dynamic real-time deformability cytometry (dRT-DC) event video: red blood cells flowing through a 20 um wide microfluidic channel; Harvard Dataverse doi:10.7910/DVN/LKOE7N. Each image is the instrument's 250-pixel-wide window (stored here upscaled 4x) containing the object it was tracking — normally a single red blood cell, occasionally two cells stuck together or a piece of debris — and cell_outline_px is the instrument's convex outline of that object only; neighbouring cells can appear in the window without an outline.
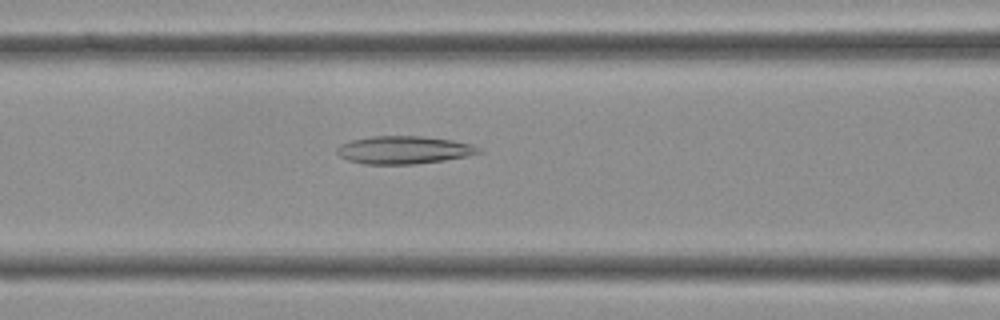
{"species": "Egyptian fruit bat (a non-hibernating species)", "species_latin": "Rousettus aegyptiacus", "temperature_condition": "cold", "stored_images_in_passage": 40, "camera_frame_rate_fps": 3000, "um_per_image_px": 0.085, "frame": {"image": 1, "passage_image": 16, "time_ms": 5.0, "image_size_px": [1000, 320], "cell_outline_px": [[484, 152], [468, 156], [444, 160], [416, 164], [364, 164], [348, 160], [340, 156], [336, 152], [336, 148], [340, 144], [352, 140], [372, 136], [424, 136], [452, 140], [472, 144], [480, 148]], "centroid_in_image_um": [34.35, 12.74], "position_along_channel_um": 132.3, "area_um2": 23.12}}
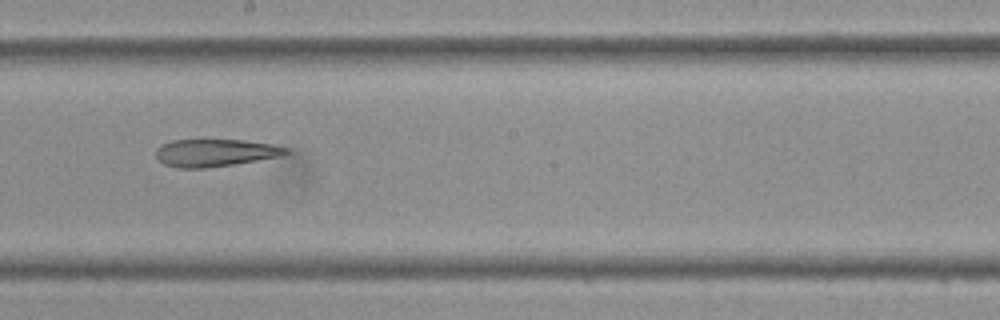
{"frame": {"image": 2, "passage_image": 22, "time_ms": 7.0, "image_size_px": [1000, 320], "cell_outline_px": [[292, 152], [280, 156], [232, 164], [204, 168], [176, 168], [164, 164], [156, 156], [156, 148], [160, 144], [172, 140], [204, 136], [244, 140], [272, 144], [288, 148]], "centroid_in_image_um": [18.24, 12.92], "position_along_channel_um": 230.0, "area_um2": 21.79}}
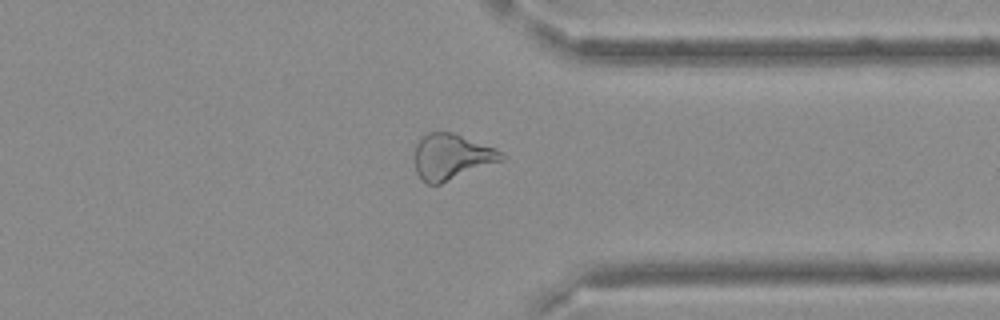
{"frame": {"image": 3, "passage_image": 31, "time_ms": 10.0, "image_size_px": [1000, 320], "cell_outline_px": [[508, 156], [504, 160], [440, 184], [428, 184], [416, 172], [416, 144], [428, 132], [456, 132], [496, 148]], "centroid_in_image_um": [38.46, 13.3], "position_along_channel_um": 372.9, "area_um2": 23.18}}